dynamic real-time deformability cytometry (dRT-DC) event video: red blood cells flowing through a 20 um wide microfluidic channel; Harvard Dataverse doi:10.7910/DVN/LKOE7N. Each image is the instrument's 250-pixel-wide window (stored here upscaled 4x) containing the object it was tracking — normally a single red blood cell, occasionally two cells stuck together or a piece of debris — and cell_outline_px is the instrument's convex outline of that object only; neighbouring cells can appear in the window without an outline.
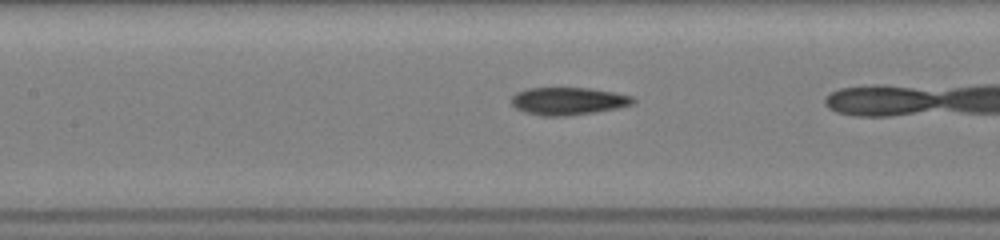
{"species": "common noctule bat (a hibernating species)", "species_latin": "Nyctalus noctula", "temperature_condition": "room temperature", "stored_images_in_passage": 8, "camera_frame_rate_fps": 3000, "um_per_image_px": 0.085, "animal": {"sex": "female", "body_mass_g": 19.5, "forearm_length_mm": 54.1}, "frame": {"image": 1, "passage_image": 5, "time_ms": 1.333, "image_size_px": [1000, 240], "cell_outline_px": [[636, 100], [632, 104], [620, 108], [596, 112], [564, 116], [540, 116], [524, 112], [516, 108], [512, 104], [512, 96], [516, 92], [528, 88], [588, 88], [612, 92], [632, 96]], "centroid_in_image_um": [48.29, 8.6], "position_along_channel_um": 159.1, "area_um2": 19.59}}